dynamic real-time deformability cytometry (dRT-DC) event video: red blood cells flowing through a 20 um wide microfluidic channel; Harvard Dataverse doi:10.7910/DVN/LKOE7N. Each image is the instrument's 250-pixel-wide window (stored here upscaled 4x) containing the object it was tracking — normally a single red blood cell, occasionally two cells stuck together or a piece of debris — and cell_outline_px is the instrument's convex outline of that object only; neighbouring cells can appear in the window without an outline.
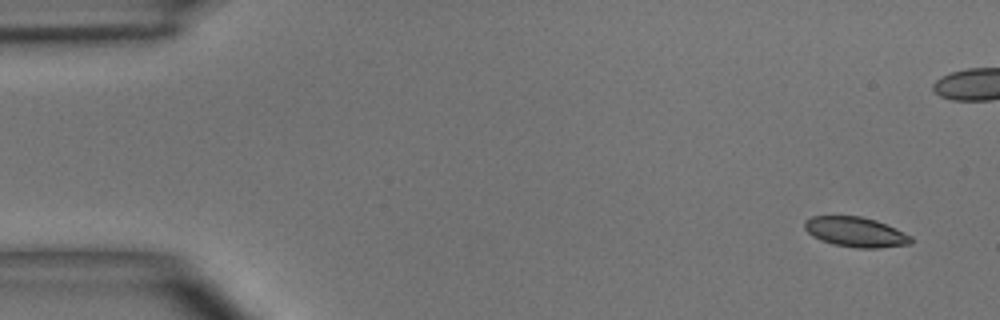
{"species": "common noctule bat (a hibernating species)", "species_latin": "Nyctalus noctula", "temperature_condition": "room temperature", "stored_images_in_passage": 5, "camera_frame_rate_fps": 3000, "um_per_image_px": 0.085, "animal": {"sex": "male", "body_mass_g": 15.6}, "frame": {"image": 1, "passage_image": 1, "time_ms": 0.0, "image_size_px": [1000, 320], "cell_outline_px": [[912, 244], [880, 248], [856, 248], [832, 244], [820, 240], [812, 236], [804, 228], [804, 220], [812, 216], [860, 216], [876, 220], [896, 228], [912, 236]], "centroid_in_image_um": [72.73, 19.72], "position_along_channel_um": 12.3, "area_um2": 18.79}}
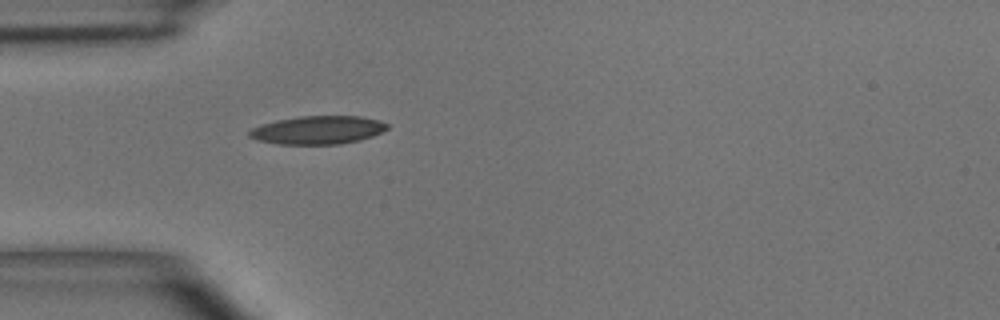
{"frame": {"image": 2, "passage_image": 5, "time_ms": 5.667, "image_size_px": [1000, 320], "cell_outline_px": [[388, 128], [372, 136], [360, 140], [340, 144], [276, 144], [256, 140], [248, 136], [248, 132], [252, 128], [260, 124], [276, 120], [300, 116], [360, 116], [380, 120], [388, 124]], "centroid_in_image_um": [26.98, 11.05], "position_along_channel_um": 58.0, "area_um2": 22.83}}